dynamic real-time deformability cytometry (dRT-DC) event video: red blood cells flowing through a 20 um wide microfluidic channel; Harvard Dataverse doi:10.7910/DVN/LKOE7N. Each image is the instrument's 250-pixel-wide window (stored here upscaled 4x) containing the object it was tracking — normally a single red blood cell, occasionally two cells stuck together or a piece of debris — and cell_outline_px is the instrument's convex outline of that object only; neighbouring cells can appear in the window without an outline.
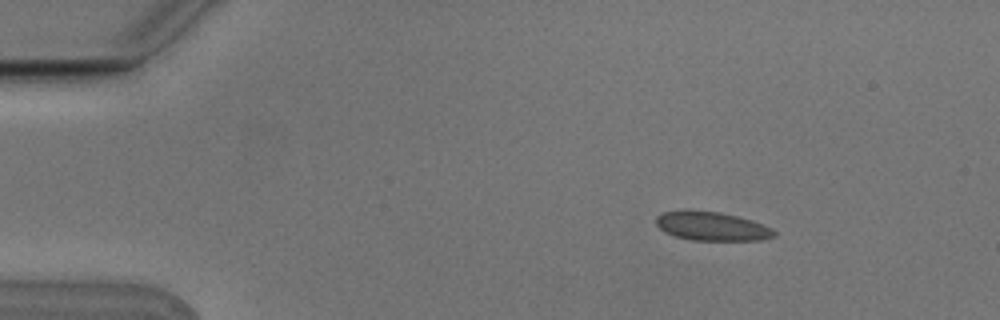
{"species": "Egyptian fruit bat (a non-hibernating species)", "species_latin": "Rousettus aegyptiacus", "temperature_condition": "cold", "stored_images_in_passage": 5, "camera_frame_rate_fps": 3000, "um_per_image_px": 0.085, "animal": {"sex": "male"}, "frame": {"image": 1, "passage_image": 2, "time_ms": 0.333, "image_size_px": [1000, 320], "cell_outline_px": [[776, 236], [760, 240], [692, 240], [676, 236], [664, 232], [656, 224], [656, 216], [664, 212], [720, 212], [752, 220], [772, 228], [776, 232]], "centroid_in_image_um": [60.55, 19.26], "position_along_channel_um": 24.4, "area_um2": 19.31}}